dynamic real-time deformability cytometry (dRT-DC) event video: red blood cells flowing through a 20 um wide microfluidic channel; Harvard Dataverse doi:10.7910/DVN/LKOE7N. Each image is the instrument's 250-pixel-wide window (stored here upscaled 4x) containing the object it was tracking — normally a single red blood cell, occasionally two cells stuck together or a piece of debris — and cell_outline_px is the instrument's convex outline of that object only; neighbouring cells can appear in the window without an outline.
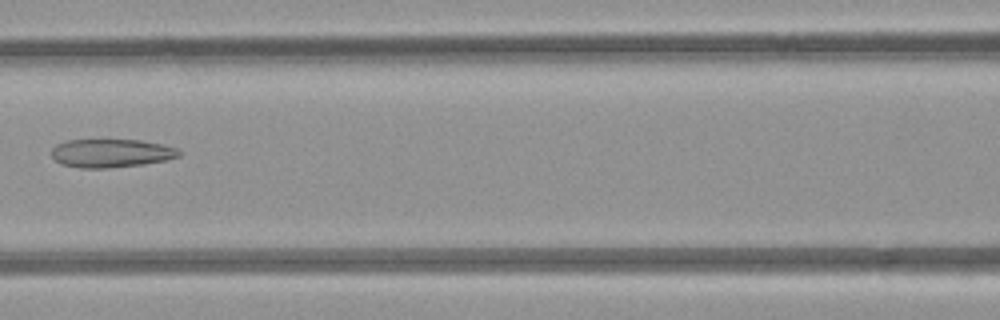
{"species": "common noctule bat (a hibernating species)", "species_latin": "Nyctalus noctula", "temperature_condition": "room temperature", "stored_images_in_passage": 3, "camera_frame_rate_fps": 3000, "um_per_image_px": 0.085, "animal": {"sex": "female", "body_mass_g": 21.9}, "frame": {"image": 1, "passage_image": 3, "time_ms": 2.333, "image_size_px": [1000, 320], "cell_outline_px": [[180, 156], [164, 160], [144, 164], [108, 168], [80, 168], [60, 164], [52, 156], [52, 148], [56, 144], [68, 140], [140, 140], [160, 144], [176, 148], [180, 152]], "centroid_in_image_um": [9.41, 13.02], "position_along_channel_um": 157.2, "area_um2": 20.98}}